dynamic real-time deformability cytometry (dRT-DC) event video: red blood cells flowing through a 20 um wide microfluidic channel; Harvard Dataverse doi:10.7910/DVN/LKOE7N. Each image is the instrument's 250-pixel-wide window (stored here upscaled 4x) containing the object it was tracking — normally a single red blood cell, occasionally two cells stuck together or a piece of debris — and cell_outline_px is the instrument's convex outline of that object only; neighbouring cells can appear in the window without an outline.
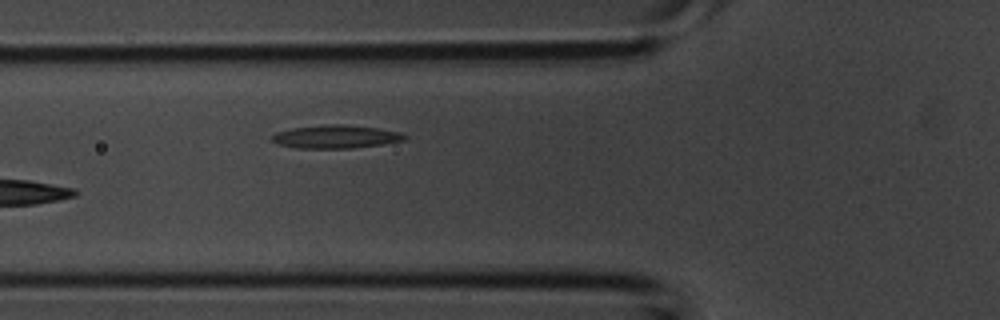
{"species": "common noctule bat (a hibernating species)", "species_latin": "Nyctalus noctula", "temperature_condition": "room temperature", "stored_images_in_passage": 3, "camera_frame_rate_fps": 3000, "um_per_image_px": 0.085, "animal": {"sex": "male", "body_mass_g": 20.1, "forearm_length_mm": 53.5}, "frame": {"image": 1, "passage_image": 3, "time_ms": 0.667, "image_size_px": [1000, 320], "cell_outline_px": [[408, 140], [352, 148], [296, 148], [280, 144], [272, 140], [272, 136], [276, 132], [292, 128], [332, 124], [344, 124], [380, 128], [400, 132], [408, 136]], "centroid_in_image_um": [28.6, 11.61], "position_along_channel_um": 97.2, "area_um2": 17.86}}